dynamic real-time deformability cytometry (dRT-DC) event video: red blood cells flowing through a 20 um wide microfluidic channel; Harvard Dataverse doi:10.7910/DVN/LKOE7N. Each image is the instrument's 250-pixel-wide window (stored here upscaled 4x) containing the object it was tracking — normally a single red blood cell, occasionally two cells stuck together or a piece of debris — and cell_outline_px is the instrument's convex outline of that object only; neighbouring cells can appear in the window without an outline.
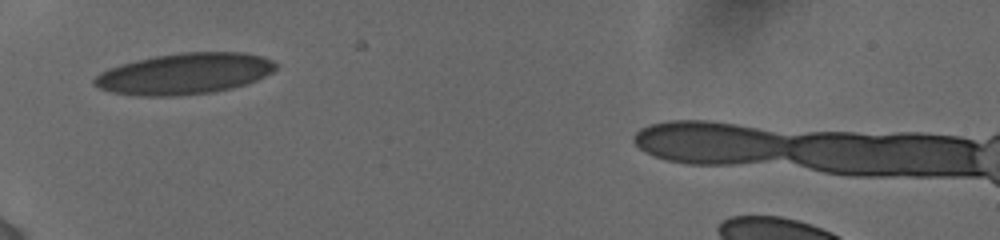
{"species": "human", "species_latin": "Homo sapiens", "temperature_condition": "cold", "stored_images_in_passage": 5, "camera_frame_rate_fps": 3000, "um_per_image_px": 0.085, "donor": {"sex": "female"}, "frame": {"image": 1, "passage_image": 1, "time_ms": 0.0, "image_size_px": [1000, 240], "cell_outline_px": [[276, 68], [272, 72], [256, 80], [232, 88], [212, 92], [180, 96], [140, 96], [112, 92], [100, 88], [92, 84], [92, 80], [100, 72], [136, 60], [156, 56], [180, 52], [244, 52], [260, 56], [272, 60], [276, 64]], "centroid_in_image_um": [15.68, 6.27], "position_along_channel_um": 69.3, "area_um2": 43.23}}
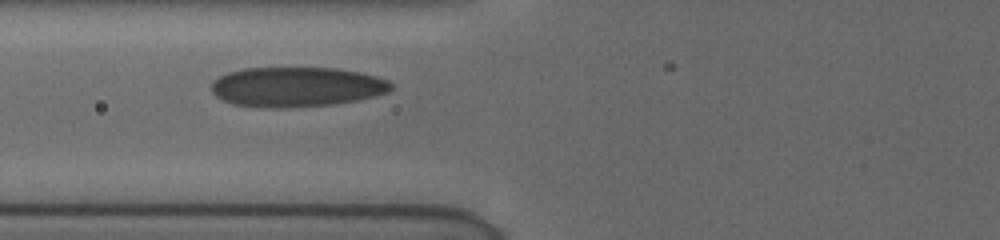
{"frame": {"image": 2, "passage_image": 4, "time_ms": 1.0, "image_size_px": [1000, 240], "cell_outline_px": [[392, 88], [388, 92], [356, 100], [328, 104], [268, 108], [232, 104], [216, 96], [212, 92], [212, 80], [228, 72], [244, 68], [336, 68], [360, 72], [376, 76], [388, 80], [392, 84]], "centroid_in_image_um": [25.18, 7.37], "position_along_channel_um": 100.6, "area_um2": 41.33}}